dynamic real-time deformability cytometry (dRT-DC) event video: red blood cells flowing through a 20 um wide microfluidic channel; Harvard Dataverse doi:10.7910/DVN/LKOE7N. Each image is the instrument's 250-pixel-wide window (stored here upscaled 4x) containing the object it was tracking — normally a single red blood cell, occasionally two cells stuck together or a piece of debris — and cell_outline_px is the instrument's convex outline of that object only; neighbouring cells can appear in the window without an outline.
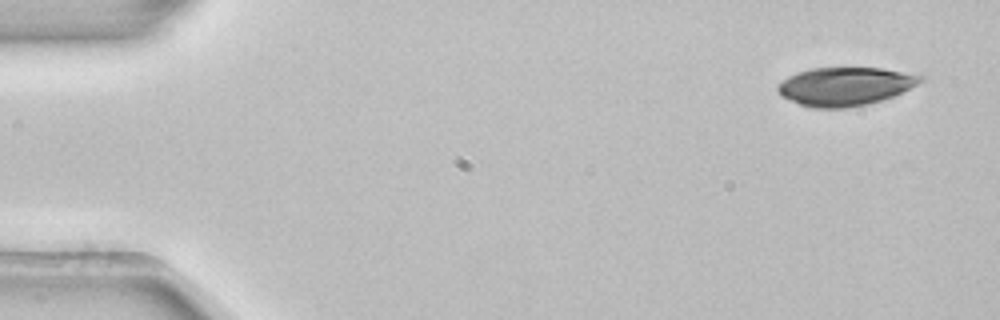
{"species": "common noctule bat (a hibernating species)", "species_latin": "Nyctalus noctula", "temperature_condition": "room temperature", "stored_images_in_passage": 4, "camera_frame_rate_fps": 3000, "um_per_image_px": 0.085, "animal": {"sex": "female", "body_mass_g": 22.7, "forearm_length_mm": 54.2}, "frame": {"image": 1, "passage_image": 1, "time_ms": 0.0, "image_size_px": [1000, 320], "cell_outline_px": [[924, 80], [892, 96], [868, 104], [844, 108], [812, 108], [788, 100], [780, 96], [776, 88], [788, 76], [812, 68], [880, 68], [924, 76]], "centroid_in_image_um": [71.79, 7.35], "position_along_channel_um": 13.2, "area_um2": 31.5}}